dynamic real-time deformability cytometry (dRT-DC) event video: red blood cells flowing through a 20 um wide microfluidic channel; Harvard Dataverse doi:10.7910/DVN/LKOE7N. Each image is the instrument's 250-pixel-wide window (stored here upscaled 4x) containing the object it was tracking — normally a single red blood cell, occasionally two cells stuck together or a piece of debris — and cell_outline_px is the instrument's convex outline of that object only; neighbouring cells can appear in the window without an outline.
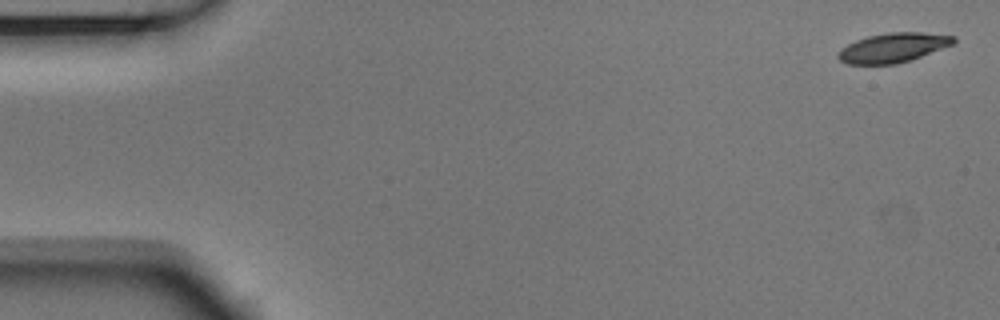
{"species": "Egyptian fruit bat (a non-hibernating species)", "species_latin": "Rousettus aegyptiacus", "temperature_condition": "room temperature", "stored_images_in_passage": 5, "camera_frame_rate_fps": 3000, "um_per_image_px": 0.085, "animal": {"sex": "male"}, "frame": {"image": 1, "passage_image": 1, "time_ms": 0.0, "image_size_px": [1000, 320], "cell_outline_px": [[956, 40], [952, 44], [920, 56], [896, 64], [848, 64], [840, 60], [836, 56], [840, 48], [856, 40], [868, 36], [888, 32], [924, 32], [956, 36]], "centroid_in_image_um": [75.88, 4.04], "position_along_channel_um": 9.1, "area_um2": 19.65}}
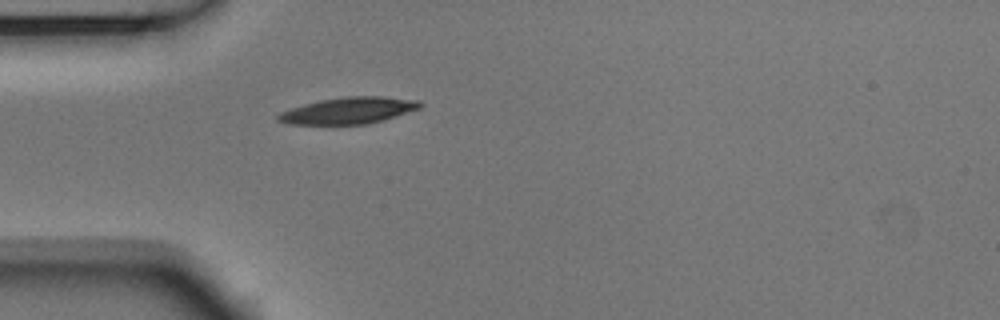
{"frame": {"image": 2, "passage_image": 5, "time_ms": 1.333, "image_size_px": [1000, 320], "cell_outline_px": [[424, 104], [420, 108], [380, 120], [364, 124], [288, 124], [276, 120], [276, 116], [280, 112], [304, 104], [320, 100], [348, 96], [380, 96], [420, 100]], "centroid_in_image_um": [29.61, 9.38], "position_along_channel_um": 55.4, "area_um2": 21.68}}